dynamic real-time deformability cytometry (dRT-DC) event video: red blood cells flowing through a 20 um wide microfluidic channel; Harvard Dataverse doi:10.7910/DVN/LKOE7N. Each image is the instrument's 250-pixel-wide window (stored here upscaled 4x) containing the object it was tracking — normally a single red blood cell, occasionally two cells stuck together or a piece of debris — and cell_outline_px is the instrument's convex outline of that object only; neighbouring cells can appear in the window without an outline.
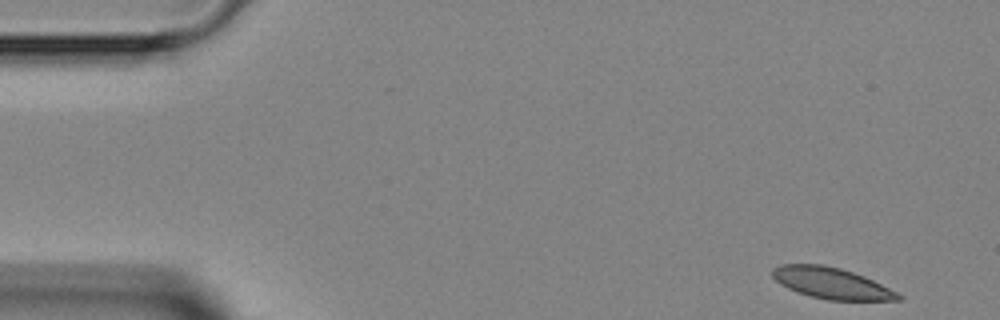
{"species": "Egyptian fruit bat (a non-hibernating species)", "species_latin": "Rousettus aegyptiacus", "temperature_condition": "room temperature", "stored_images_in_passage": 2, "camera_frame_rate_fps": 3000, "um_per_image_px": 0.085, "animal": {"sex": "female"}, "frame": {"image": 1, "passage_image": 1, "time_ms": 0.0, "image_size_px": [1000, 320], "cell_outline_px": [[904, 296], [900, 300], [828, 300], [796, 292], [780, 284], [772, 276], [772, 268], [780, 264], [824, 264], [840, 268], [864, 276]], "centroid_in_image_um": [70.64, 24.06], "position_along_channel_um": 14.4, "area_um2": 22.72}}